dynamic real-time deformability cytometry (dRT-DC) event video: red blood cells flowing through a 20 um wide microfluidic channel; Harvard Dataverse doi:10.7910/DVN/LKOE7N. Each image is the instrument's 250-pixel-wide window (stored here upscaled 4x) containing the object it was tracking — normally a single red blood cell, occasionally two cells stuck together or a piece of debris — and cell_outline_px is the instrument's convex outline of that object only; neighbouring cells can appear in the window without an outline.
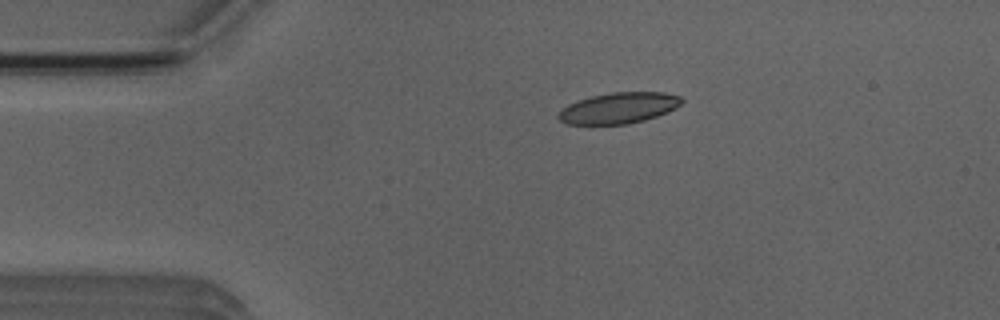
{"species": "Egyptian fruit bat (a non-hibernating species)", "species_latin": "Rousettus aegyptiacus", "temperature_condition": "room temperature", "stored_images_in_passage": 44, "camera_frame_rate_fps": 3000, "um_per_image_px": 0.085, "animal": {"sex": "male"}, "frame": {"image": 1, "passage_image": 4, "time_ms": 1.0, "image_size_px": [1000, 320], "cell_outline_px": [[684, 100], [676, 108], [668, 112], [644, 120], [628, 124], [568, 124], [560, 120], [556, 116], [568, 104], [592, 96], [612, 92], [664, 92], [680, 96]], "centroid_in_image_um": [52.63, 9.18], "position_along_channel_um": 32.4, "area_um2": 22.08}}
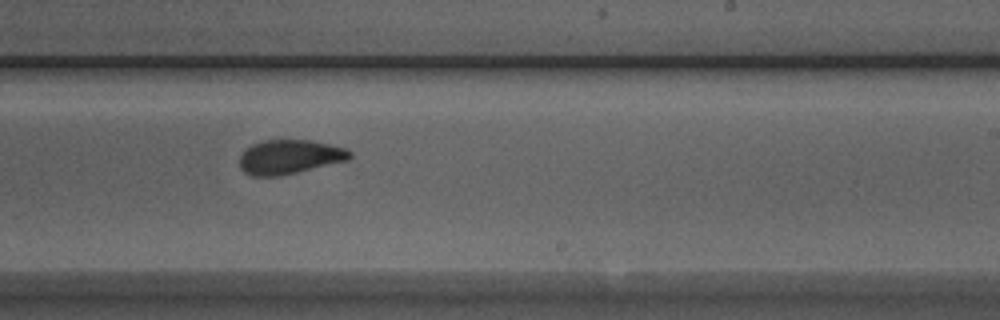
{"frame": {"image": 2, "passage_image": 25, "time_ms": 8.0, "image_size_px": [1000, 320], "cell_outline_px": [[352, 156], [348, 160], [280, 176], [252, 176], [244, 172], [240, 168], [240, 156], [252, 144], [264, 140], [312, 140], [344, 148], [352, 152]], "centroid_in_image_um": [24.61, 13.34], "position_along_channel_um": 264.4, "area_um2": 21.85}}
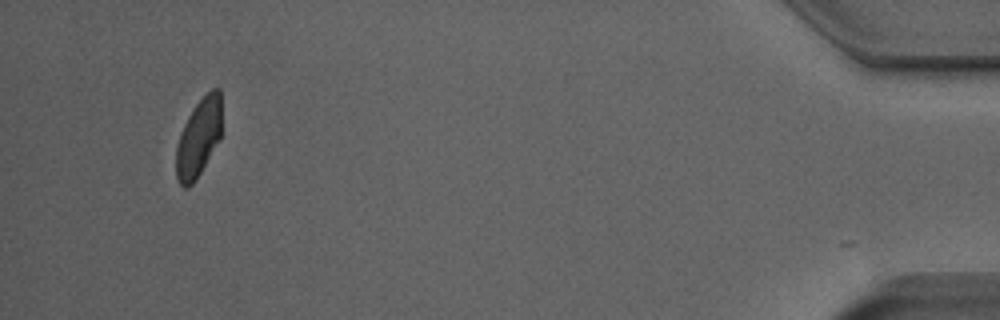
{"frame": {"image": 3, "passage_image": 43, "time_ms": 14.0, "image_size_px": [1000, 320], "cell_outline_px": [[220, 140], [196, 180], [188, 188], [184, 188], [176, 180], [176, 148], [180, 132], [188, 116], [196, 104], [212, 88], [220, 88]], "centroid_in_image_um": [16.86, 11.76], "position_along_channel_um": 418.3, "area_um2": 20.69}, "authors_computed_cell_mechanics": {"area_um2": 22.4842, "velocity_mm_per_s": 3.9088, "shape_relaxation_time_tau1_ms": 4.7299, "shape_relaxation_time_tau2_ms": 1.2706, "deformation_change_tau1": 0.1438, "deformation_change_tau2": 0.0687}}